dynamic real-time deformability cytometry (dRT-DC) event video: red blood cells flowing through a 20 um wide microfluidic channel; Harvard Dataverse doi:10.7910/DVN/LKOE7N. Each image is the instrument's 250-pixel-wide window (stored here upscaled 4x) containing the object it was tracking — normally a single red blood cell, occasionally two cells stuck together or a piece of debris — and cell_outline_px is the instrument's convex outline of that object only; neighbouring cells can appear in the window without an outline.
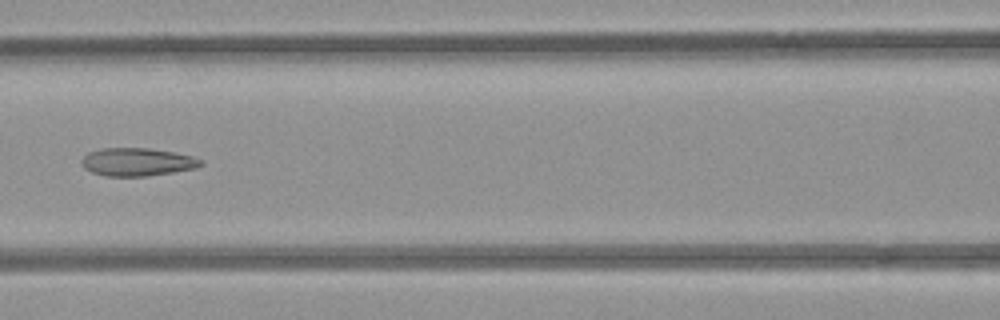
{"species": "common noctule bat (a hibernating species)", "species_latin": "Nyctalus noctula", "temperature_condition": "room temperature", "stored_images_in_passage": 7, "camera_frame_rate_fps": 3000, "um_per_image_px": 0.085, "animal": {"sex": "female", "body_mass_g": 21.9}, "frame": {"image": 1, "passage_image": 7, "time_ms": 7.0, "image_size_px": [1000, 320], "cell_outline_px": [[204, 164], [196, 168], [148, 176], [104, 176], [92, 172], [84, 168], [80, 164], [80, 160], [88, 152], [100, 148], [148, 148], [172, 152], [192, 156], [204, 160]], "centroid_in_image_um": [11.64, 13.76], "position_along_channel_um": 155.0, "area_um2": 19.59}}